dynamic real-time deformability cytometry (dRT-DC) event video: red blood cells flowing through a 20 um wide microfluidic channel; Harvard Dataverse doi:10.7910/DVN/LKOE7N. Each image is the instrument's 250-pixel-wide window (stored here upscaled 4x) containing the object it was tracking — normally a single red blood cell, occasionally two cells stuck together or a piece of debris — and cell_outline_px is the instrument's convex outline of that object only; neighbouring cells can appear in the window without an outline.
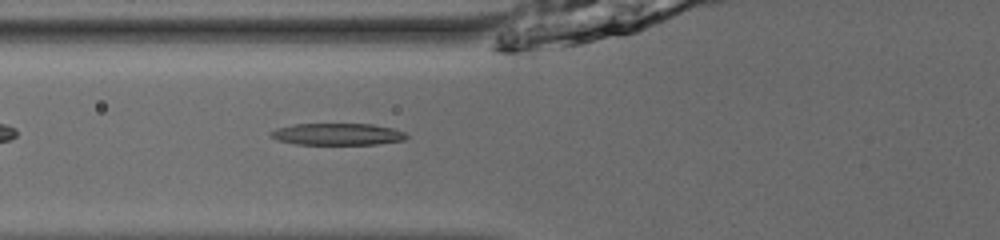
{"species": "common noctule bat (a hibernating species)", "species_latin": "Nyctalus noctula", "temperature_condition": "room temperature", "stored_images_in_passage": 36, "camera_frame_rate_fps": 3000, "um_per_image_px": 0.085, "animal": {"sex": "male", "body_mass_g": 13.0, "forearm_length_mm": 53.1}, "frame": {"image": 1, "passage_image": 6, "time_ms": 1.667, "image_size_px": [1000, 240], "cell_outline_px": [[408, 136], [404, 140], [376, 144], [296, 144], [276, 140], [268, 136], [268, 132], [276, 128], [292, 124], [372, 124], [392, 128], [404, 132]], "centroid_in_image_um": [28.61, 11.4], "position_along_channel_um": 97.2, "area_um2": 17.34}}
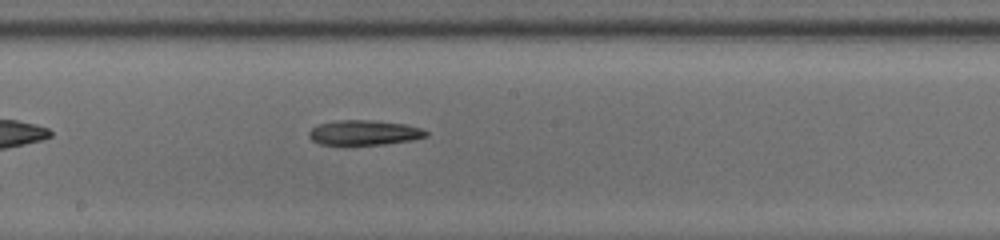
{"frame": {"image": 2, "passage_image": 15, "time_ms": 4.667, "image_size_px": [1000, 240], "cell_outline_px": [[428, 136], [412, 140], [384, 144], [320, 144], [312, 140], [308, 136], [308, 132], [312, 128], [320, 124], [336, 120], [372, 120], [404, 124], [420, 128], [428, 132]], "centroid_in_image_um": [30.95, 11.27], "position_along_channel_um": 217.2, "area_um2": 16.82}}
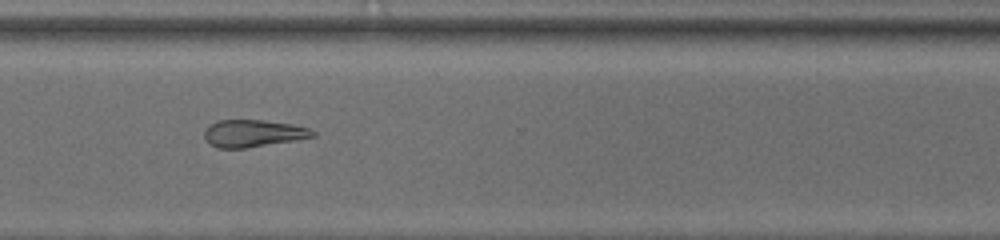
{"frame": {"image": 3, "passage_image": 25, "time_ms": 8.0, "image_size_px": [1000, 240], "cell_outline_px": [[316, 136], [296, 140], [244, 148], [216, 148], [204, 136], [204, 132], [212, 124], [220, 120], [264, 120], [292, 124], [308, 128], [316, 132]], "centroid_in_image_um": [21.57, 11.33], "position_along_channel_um": 349.0, "area_um2": 16.94}}